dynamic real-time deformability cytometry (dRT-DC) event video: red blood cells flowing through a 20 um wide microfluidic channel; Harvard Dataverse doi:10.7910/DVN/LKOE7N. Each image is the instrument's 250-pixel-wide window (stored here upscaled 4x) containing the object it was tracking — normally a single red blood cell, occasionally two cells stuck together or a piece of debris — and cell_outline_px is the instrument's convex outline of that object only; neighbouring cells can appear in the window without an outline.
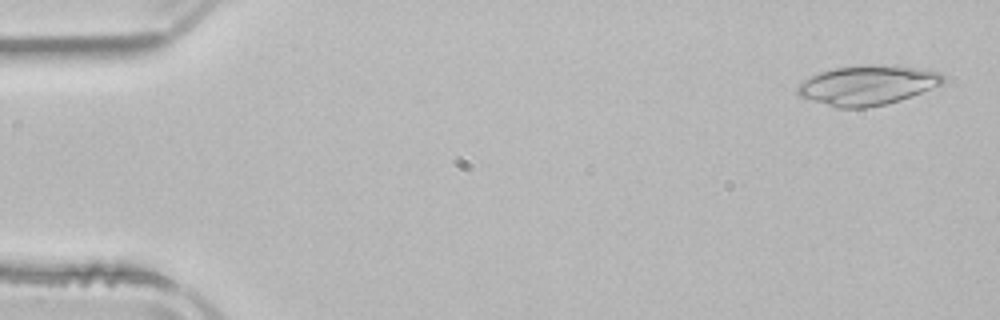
{"species": "common noctule bat (a hibernating species)", "species_latin": "Nyctalus noctula", "temperature_condition": "room temperature", "stored_images_in_passage": 9, "camera_frame_rate_fps": 3000, "um_per_image_px": 0.085, "animal": {"sex": "male", "body_mass_g": 21.5, "forearm_length_mm": 52.0}, "frame": {"image": 1, "passage_image": 2, "time_ms": 0.333, "image_size_px": [1000, 320], "cell_outline_px": [[944, 80], [940, 84], [900, 100], [888, 104], [868, 108], [836, 108], [800, 96], [796, 92], [796, 88], [804, 80], [820, 72], [836, 68], [868, 64], [884, 64], [940, 72], [944, 76]], "centroid_in_image_um": [73.7, 7.25], "position_along_channel_um": 11.3, "area_um2": 33.29}}